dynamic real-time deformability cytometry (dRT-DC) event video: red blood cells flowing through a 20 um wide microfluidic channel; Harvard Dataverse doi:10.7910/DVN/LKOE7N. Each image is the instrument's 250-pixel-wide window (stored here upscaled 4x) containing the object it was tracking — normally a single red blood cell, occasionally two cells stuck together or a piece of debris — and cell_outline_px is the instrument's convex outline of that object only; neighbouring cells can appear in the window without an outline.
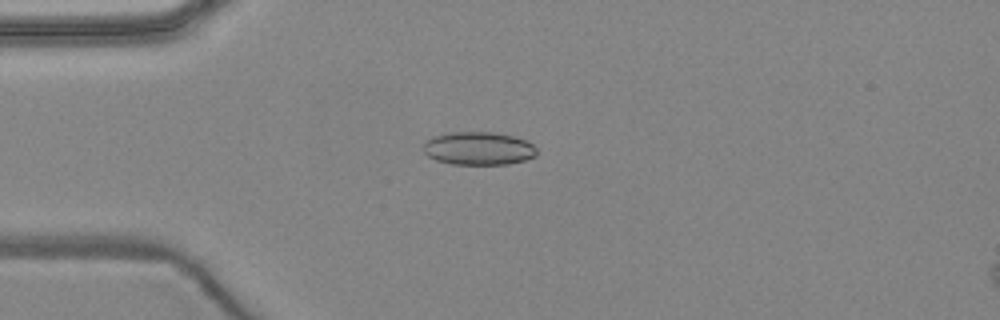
{"species": "common noctule bat (a hibernating species)", "species_latin": "Nyctalus noctula", "temperature_condition": "warm", "stored_images_in_passage": 5, "camera_frame_rate_fps": 3000, "um_per_image_px": 0.085, "animal": {"sex": "female", "body_mass_g": 24.6, "forearm_length_mm": 56.2}, "frame": {"image": 1, "passage_image": 4, "time_ms": 3.333, "image_size_px": [1000, 320], "cell_outline_px": [[536, 156], [524, 160], [508, 164], [452, 164], [436, 160], [428, 156], [424, 152], [424, 140], [432, 136], [452, 132], [496, 132], [528, 140], [536, 148]], "centroid_in_image_um": [40.67, 12.61], "position_along_channel_um": 44.3, "area_um2": 22.02}}